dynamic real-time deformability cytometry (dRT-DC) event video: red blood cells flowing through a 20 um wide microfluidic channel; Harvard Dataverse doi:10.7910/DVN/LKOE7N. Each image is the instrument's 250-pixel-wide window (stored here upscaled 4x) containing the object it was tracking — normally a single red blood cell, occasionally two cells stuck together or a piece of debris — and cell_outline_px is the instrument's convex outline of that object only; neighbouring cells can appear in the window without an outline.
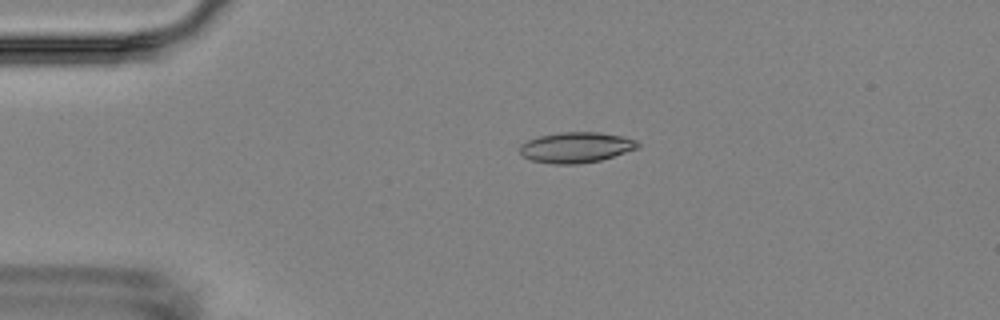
{"species": "Egyptian fruit bat (a non-hibernating species)", "species_latin": "Rousettus aegyptiacus", "temperature_condition": "room temperature", "stored_images_in_passage": 3, "camera_frame_rate_fps": 3000, "um_per_image_px": 0.085, "animal": {"sex": "female"}, "frame": {"image": 1, "passage_image": 2, "time_ms": 1.333, "image_size_px": [1000, 320], "cell_outline_px": [[640, 144], [636, 148], [600, 160], [576, 164], [552, 164], [532, 160], [524, 156], [520, 152], [520, 144], [528, 140], [540, 136], [560, 132], [600, 132], [624, 136], [636, 140]], "centroid_in_image_um": [48.95, 12.52], "position_along_channel_um": 36.0, "area_um2": 20.81}}